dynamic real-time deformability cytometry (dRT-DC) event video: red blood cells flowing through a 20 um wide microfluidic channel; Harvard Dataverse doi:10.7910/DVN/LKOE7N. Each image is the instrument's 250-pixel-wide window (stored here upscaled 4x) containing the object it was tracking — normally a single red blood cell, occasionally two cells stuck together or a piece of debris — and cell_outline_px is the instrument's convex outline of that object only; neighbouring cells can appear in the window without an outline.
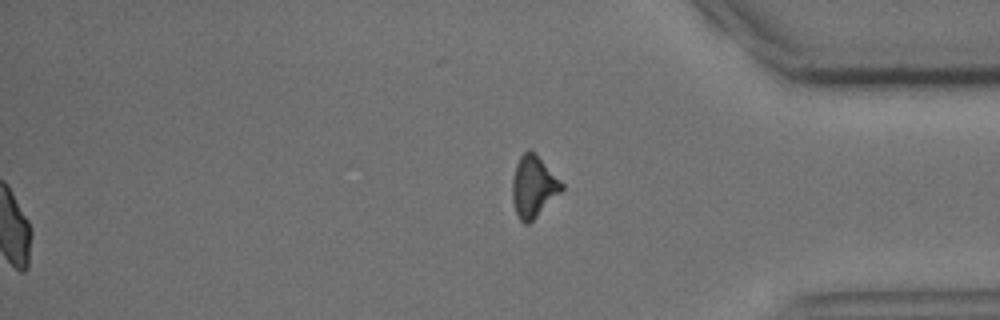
{"species": "common noctule bat (a hibernating species)", "species_latin": "Nyctalus noctula", "temperature_condition": "cold", "stored_images_in_passage": 37, "segment_of_instrument_passage": [2, 2], "camera_frame_rate_fps": 3000, "um_per_image_px": 0.085, "animal": {"sex": "male", "body_mass_g": 15.6}, "frame": {"image": 1, "passage_image": 37, "time_ms": 12.0, "image_size_px": [1000, 320], "cell_outline_px": [[564, 188], [528, 224], [524, 224], [520, 220], [516, 212], [512, 200], [512, 176], [516, 164], [520, 156], [528, 148], [532, 148], [536, 152], [564, 184]], "centroid_in_image_um": [45.32, 15.79], "position_along_channel_um": 389.9, "area_um2": 17.74}}